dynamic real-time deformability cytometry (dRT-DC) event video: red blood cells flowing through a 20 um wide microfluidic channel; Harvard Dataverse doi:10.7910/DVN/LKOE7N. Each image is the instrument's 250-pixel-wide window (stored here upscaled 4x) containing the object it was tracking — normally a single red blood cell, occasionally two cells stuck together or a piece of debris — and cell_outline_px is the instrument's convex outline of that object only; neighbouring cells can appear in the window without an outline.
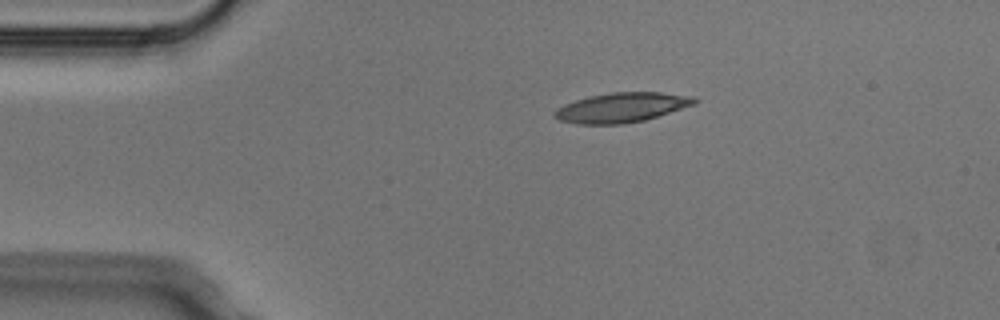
{"species": "Egyptian fruit bat (a non-hibernating species)", "species_latin": "Rousettus aegyptiacus", "temperature_condition": "cold", "stored_images_in_passage": 3, "camera_frame_rate_fps": 3000, "um_per_image_px": 0.085, "animal": {"sex": "male"}, "frame": {"image": 1, "passage_image": 1, "time_ms": 0.0, "image_size_px": [1000, 320], "cell_outline_px": [[700, 100], [696, 104], [644, 120], [620, 124], [576, 124], [560, 120], [552, 112], [556, 108], [564, 104], [588, 96], [612, 92], [660, 92], [696, 96]], "centroid_in_image_um": [52.87, 9.12], "position_along_channel_um": 32.1, "area_um2": 24.28}}
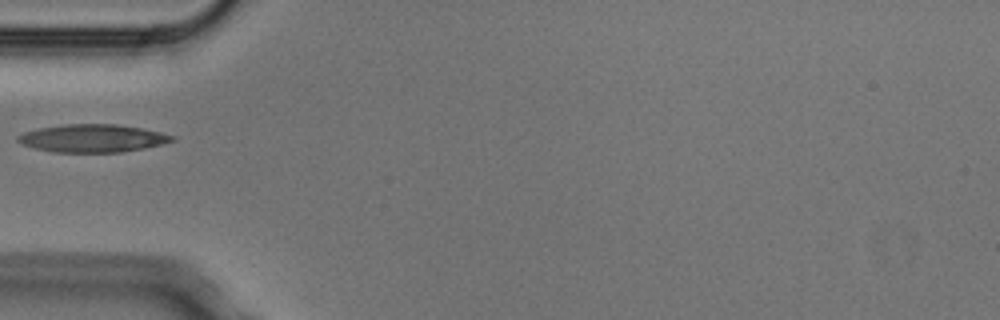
{"frame": {"image": 2, "passage_image": 3, "time_ms": 0.667, "image_size_px": [1000, 320], "cell_outline_px": [[176, 140], [144, 148], [120, 152], [56, 152], [36, 148], [24, 144], [16, 140], [16, 136], [24, 132], [40, 128], [64, 124], [116, 124], [140, 128], [160, 132], [176, 136]], "centroid_in_image_um": [7.88, 11.75], "position_along_channel_um": 77.1, "area_um2": 24.8}}